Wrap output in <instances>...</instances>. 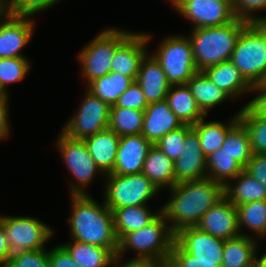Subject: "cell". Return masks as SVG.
<instances>
[{
    "label": "cell",
    "mask_w": 266,
    "mask_h": 267,
    "mask_svg": "<svg viewBox=\"0 0 266 267\" xmlns=\"http://www.w3.org/2000/svg\"><path fill=\"white\" fill-rule=\"evenodd\" d=\"M257 258L256 267H266V251Z\"/></svg>",
    "instance_id": "51"
},
{
    "label": "cell",
    "mask_w": 266,
    "mask_h": 267,
    "mask_svg": "<svg viewBox=\"0 0 266 267\" xmlns=\"http://www.w3.org/2000/svg\"><path fill=\"white\" fill-rule=\"evenodd\" d=\"M27 57L0 58V88L8 96L7 86L25 79L31 69Z\"/></svg>",
    "instance_id": "37"
},
{
    "label": "cell",
    "mask_w": 266,
    "mask_h": 267,
    "mask_svg": "<svg viewBox=\"0 0 266 267\" xmlns=\"http://www.w3.org/2000/svg\"><path fill=\"white\" fill-rule=\"evenodd\" d=\"M5 267H51L46 249L11 255Z\"/></svg>",
    "instance_id": "42"
},
{
    "label": "cell",
    "mask_w": 266,
    "mask_h": 267,
    "mask_svg": "<svg viewBox=\"0 0 266 267\" xmlns=\"http://www.w3.org/2000/svg\"><path fill=\"white\" fill-rule=\"evenodd\" d=\"M8 14L16 17H34L39 12L53 7L60 0H7Z\"/></svg>",
    "instance_id": "38"
},
{
    "label": "cell",
    "mask_w": 266,
    "mask_h": 267,
    "mask_svg": "<svg viewBox=\"0 0 266 267\" xmlns=\"http://www.w3.org/2000/svg\"><path fill=\"white\" fill-rule=\"evenodd\" d=\"M252 86L266 74V23H249L241 32L230 60Z\"/></svg>",
    "instance_id": "5"
},
{
    "label": "cell",
    "mask_w": 266,
    "mask_h": 267,
    "mask_svg": "<svg viewBox=\"0 0 266 267\" xmlns=\"http://www.w3.org/2000/svg\"><path fill=\"white\" fill-rule=\"evenodd\" d=\"M152 145L142 134L120 137L113 171L107 175L142 173L144 161Z\"/></svg>",
    "instance_id": "16"
},
{
    "label": "cell",
    "mask_w": 266,
    "mask_h": 267,
    "mask_svg": "<svg viewBox=\"0 0 266 267\" xmlns=\"http://www.w3.org/2000/svg\"><path fill=\"white\" fill-rule=\"evenodd\" d=\"M9 98V96H6L5 94H4V92L1 90V88H0V99H8Z\"/></svg>",
    "instance_id": "52"
},
{
    "label": "cell",
    "mask_w": 266,
    "mask_h": 267,
    "mask_svg": "<svg viewBox=\"0 0 266 267\" xmlns=\"http://www.w3.org/2000/svg\"><path fill=\"white\" fill-rule=\"evenodd\" d=\"M230 181L232 183L228 182L224 186V195L235 207L254 201L266 200L265 187L245 170Z\"/></svg>",
    "instance_id": "24"
},
{
    "label": "cell",
    "mask_w": 266,
    "mask_h": 267,
    "mask_svg": "<svg viewBox=\"0 0 266 267\" xmlns=\"http://www.w3.org/2000/svg\"><path fill=\"white\" fill-rule=\"evenodd\" d=\"M142 173L159 191L171 189L175 184L174 162L155 145L149 149Z\"/></svg>",
    "instance_id": "26"
},
{
    "label": "cell",
    "mask_w": 266,
    "mask_h": 267,
    "mask_svg": "<svg viewBox=\"0 0 266 267\" xmlns=\"http://www.w3.org/2000/svg\"><path fill=\"white\" fill-rule=\"evenodd\" d=\"M238 117L248 132L252 152L266 154V115H258L248 105H244Z\"/></svg>",
    "instance_id": "35"
},
{
    "label": "cell",
    "mask_w": 266,
    "mask_h": 267,
    "mask_svg": "<svg viewBox=\"0 0 266 267\" xmlns=\"http://www.w3.org/2000/svg\"><path fill=\"white\" fill-rule=\"evenodd\" d=\"M83 141L100 171L104 175L110 174L116 161L120 136L107 128Z\"/></svg>",
    "instance_id": "21"
},
{
    "label": "cell",
    "mask_w": 266,
    "mask_h": 267,
    "mask_svg": "<svg viewBox=\"0 0 266 267\" xmlns=\"http://www.w3.org/2000/svg\"><path fill=\"white\" fill-rule=\"evenodd\" d=\"M159 46V47H158ZM153 56L171 85H186L198 71L188 36L170 35L161 40Z\"/></svg>",
    "instance_id": "8"
},
{
    "label": "cell",
    "mask_w": 266,
    "mask_h": 267,
    "mask_svg": "<svg viewBox=\"0 0 266 267\" xmlns=\"http://www.w3.org/2000/svg\"><path fill=\"white\" fill-rule=\"evenodd\" d=\"M203 72L213 83L222 89L231 100L247 92H251L252 86L245 80L231 61L208 67Z\"/></svg>",
    "instance_id": "22"
},
{
    "label": "cell",
    "mask_w": 266,
    "mask_h": 267,
    "mask_svg": "<svg viewBox=\"0 0 266 267\" xmlns=\"http://www.w3.org/2000/svg\"><path fill=\"white\" fill-rule=\"evenodd\" d=\"M251 92L257 96L251 99L247 104L256 114L266 115V85L261 82L252 85Z\"/></svg>",
    "instance_id": "46"
},
{
    "label": "cell",
    "mask_w": 266,
    "mask_h": 267,
    "mask_svg": "<svg viewBox=\"0 0 266 267\" xmlns=\"http://www.w3.org/2000/svg\"><path fill=\"white\" fill-rule=\"evenodd\" d=\"M176 184L207 178V158L204 156L197 131L192 127L186 134L179 157L174 161Z\"/></svg>",
    "instance_id": "13"
},
{
    "label": "cell",
    "mask_w": 266,
    "mask_h": 267,
    "mask_svg": "<svg viewBox=\"0 0 266 267\" xmlns=\"http://www.w3.org/2000/svg\"><path fill=\"white\" fill-rule=\"evenodd\" d=\"M133 33L125 29L110 27L98 33L78 54L81 77L87 86L91 81L110 72L116 49Z\"/></svg>",
    "instance_id": "6"
},
{
    "label": "cell",
    "mask_w": 266,
    "mask_h": 267,
    "mask_svg": "<svg viewBox=\"0 0 266 267\" xmlns=\"http://www.w3.org/2000/svg\"><path fill=\"white\" fill-rule=\"evenodd\" d=\"M240 235L257 239L266 237V200L236 206ZM243 227L253 234L243 232Z\"/></svg>",
    "instance_id": "31"
},
{
    "label": "cell",
    "mask_w": 266,
    "mask_h": 267,
    "mask_svg": "<svg viewBox=\"0 0 266 267\" xmlns=\"http://www.w3.org/2000/svg\"><path fill=\"white\" fill-rule=\"evenodd\" d=\"M60 245L81 267H111L118 250L78 241Z\"/></svg>",
    "instance_id": "28"
},
{
    "label": "cell",
    "mask_w": 266,
    "mask_h": 267,
    "mask_svg": "<svg viewBox=\"0 0 266 267\" xmlns=\"http://www.w3.org/2000/svg\"><path fill=\"white\" fill-rule=\"evenodd\" d=\"M258 241L239 235L225 240L221 267H256Z\"/></svg>",
    "instance_id": "23"
},
{
    "label": "cell",
    "mask_w": 266,
    "mask_h": 267,
    "mask_svg": "<svg viewBox=\"0 0 266 267\" xmlns=\"http://www.w3.org/2000/svg\"><path fill=\"white\" fill-rule=\"evenodd\" d=\"M104 180V203L112 212L125 206L147 205L160 192L143 173L105 175Z\"/></svg>",
    "instance_id": "7"
},
{
    "label": "cell",
    "mask_w": 266,
    "mask_h": 267,
    "mask_svg": "<svg viewBox=\"0 0 266 267\" xmlns=\"http://www.w3.org/2000/svg\"><path fill=\"white\" fill-rule=\"evenodd\" d=\"M232 117L229 122L224 123L218 120L208 122L205 116L192 126L198 133L202 152L206 158L222 147L227 132L239 121L238 112Z\"/></svg>",
    "instance_id": "30"
},
{
    "label": "cell",
    "mask_w": 266,
    "mask_h": 267,
    "mask_svg": "<svg viewBox=\"0 0 266 267\" xmlns=\"http://www.w3.org/2000/svg\"><path fill=\"white\" fill-rule=\"evenodd\" d=\"M192 128L190 125H183L177 130L171 131L163 136L155 146L160 149L173 162L179 157L184 145L185 134Z\"/></svg>",
    "instance_id": "40"
},
{
    "label": "cell",
    "mask_w": 266,
    "mask_h": 267,
    "mask_svg": "<svg viewBox=\"0 0 266 267\" xmlns=\"http://www.w3.org/2000/svg\"><path fill=\"white\" fill-rule=\"evenodd\" d=\"M181 17L192 23L191 29L221 26L236 19L228 0H168Z\"/></svg>",
    "instance_id": "12"
},
{
    "label": "cell",
    "mask_w": 266,
    "mask_h": 267,
    "mask_svg": "<svg viewBox=\"0 0 266 267\" xmlns=\"http://www.w3.org/2000/svg\"><path fill=\"white\" fill-rule=\"evenodd\" d=\"M48 258L51 267H81L61 245L50 248Z\"/></svg>",
    "instance_id": "45"
},
{
    "label": "cell",
    "mask_w": 266,
    "mask_h": 267,
    "mask_svg": "<svg viewBox=\"0 0 266 267\" xmlns=\"http://www.w3.org/2000/svg\"><path fill=\"white\" fill-rule=\"evenodd\" d=\"M133 81L131 77L110 71L108 74L91 81L86 89L109 106H113L118 97Z\"/></svg>",
    "instance_id": "32"
},
{
    "label": "cell",
    "mask_w": 266,
    "mask_h": 267,
    "mask_svg": "<svg viewBox=\"0 0 266 267\" xmlns=\"http://www.w3.org/2000/svg\"><path fill=\"white\" fill-rule=\"evenodd\" d=\"M144 111L131 108L110 107L108 128L118 136L141 134Z\"/></svg>",
    "instance_id": "34"
},
{
    "label": "cell",
    "mask_w": 266,
    "mask_h": 267,
    "mask_svg": "<svg viewBox=\"0 0 266 267\" xmlns=\"http://www.w3.org/2000/svg\"><path fill=\"white\" fill-rule=\"evenodd\" d=\"M10 257L11 253L8 239L2 221L0 220V267H5L8 264Z\"/></svg>",
    "instance_id": "49"
},
{
    "label": "cell",
    "mask_w": 266,
    "mask_h": 267,
    "mask_svg": "<svg viewBox=\"0 0 266 267\" xmlns=\"http://www.w3.org/2000/svg\"><path fill=\"white\" fill-rule=\"evenodd\" d=\"M32 19L7 14L0 22V58L26 57L22 49L32 40L36 26Z\"/></svg>",
    "instance_id": "14"
},
{
    "label": "cell",
    "mask_w": 266,
    "mask_h": 267,
    "mask_svg": "<svg viewBox=\"0 0 266 267\" xmlns=\"http://www.w3.org/2000/svg\"><path fill=\"white\" fill-rule=\"evenodd\" d=\"M221 149L233 156L243 167L251 159L253 152L248 132L240 120L227 132Z\"/></svg>",
    "instance_id": "36"
},
{
    "label": "cell",
    "mask_w": 266,
    "mask_h": 267,
    "mask_svg": "<svg viewBox=\"0 0 266 267\" xmlns=\"http://www.w3.org/2000/svg\"><path fill=\"white\" fill-rule=\"evenodd\" d=\"M232 9L237 19L248 23H266L265 15H256L259 11H266V0H234Z\"/></svg>",
    "instance_id": "39"
},
{
    "label": "cell",
    "mask_w": 266,
    "mask_h": 267,
    "mask_svg": "<svg viewBox=\"0 0 266 267\" xmlns=\"http://www.w3.org/2000/svg\"><path fill=\"white\" fill-rule=\"evenodd\" d=\"M8 14V2L7 0H0V22L7 16Z\"/></svg>",
    "instance_id": "50"
},
{
    "label": "cell",
    "mask_w": 266,
    "mask_h": 267,
    "mask_svg": "<svg viewBox=\"0 0 266 267\" xmlns=\"http://www.w3.org/2000/svg\"><path fill=\"white\" fill-rule=\"evenodd\" d=\"M261 83H262L263 85H266V74H265V76L263 77Z\"/></svg>",
    "instance_id": "53"
},
{
    "label": "cell",
    "mask_w": 266,
    "mask_h": 267,
    "mask_svg": "<svg viewBox=\"0 0 266 267\" xmlns=\"http://www.w3.org/2000/svg\"><path fill=\"white\" fill-rule=\"evenodd\" d=\"M243 170L244 167L221 148L207 157V178L224 186Z\"/></svg>",
    "instance_id": "33"
},
{
    "label": "cell",
    "mask_w": 266,
    "mask_h": 267,
    "mask_svg": "<svg viewBox=\"0 0 266 267\" xmlns=\"http://www.w3.org/2000/svg\"><path fill=\"white\" fill-rule=\"evenodd\" d=\"M124 260L118 256L115 257L111 267H168L167 262H157L152 260Z\"/></svg>",
    "instance_id": "47"
},
{
    "label": "cell",
    "mask_w": 266,
    "mask_h": 267,
    "mask_svg": "<svg viewBox=\"0 0 266 267\" xmlns=\"http://www.w3.org/2000/svg\"><path fill=\"white\" fill-rule=\"evenodd\" d=\"M148 105L149 104L139 84L136 81H133V83L118 97L116 103L110 107L131 108L145 111Z\"/></svg>",
    "instance_id": "43"
},
{
    "label": "cell",
    "mask_w": 266,
    "mask_h": 267,
    "mask_svg": "<svg viewBox=\"0 0 266 267\" xmlns=\"http://www.w3.org/2000/svg\"><path fill=\"white\" fill-rule=\"evenodd\" d=\"M71 214L67 224L72 241L85 242L107 249H118L113 213L92 195H70Z\"/></svg>",
    "instance_id": "2"
},
{
    "label": "cell",
    "mask_w": 266,
    "mask_h": 267,
    "mask_svg": "<svg viewBox=\"0 0 266 267\" xmlns=\"http://www.w3.org/2000/svg\"><path fill=\"white\" fill-rule=\"evenodd\" d=\"M244 170L257 179L266 189V154H254Z\"/></svg>",
    "instance_id": "44"
},
{
    "label": "cell",
    "mask_w": 266,
    "mask_h": 267,
    "mask_svg": "<svg viewBox=\"0 0 266 267\" xmlns=\"http://www.w3.org/2000/svg\"><path fill=\"white\" fill-rule=\"evenodd\" d=\"M248 24L236 18L221 26L192 29L188 38L197 70L204 71L208 67L230 61L237 40Z\"/></svg>",
    "instance_id": "3"
},
{
    "label": "cell",
    "mask_w": 266,
    "mask_h": 267,
    "mask_svg": "<svg viewBox=\"0 0 266 267\" xmlns=\"http://www.w3.org/2000/svg\"><path fill=\"white\" fill-rule=\"evenodd\" d=\"M147 205L125 206L115 209L113 213L114 231L118 241L127 233L134 232L152 222L160 213Z\"/></svg>",
    "instance_id": "25"
},
{
    "label": "cell",
    "mask_w": 266,
    "mask_h": 267,
    "mask_svg": "<svg viewBox=\"0 0 266 267\" xmlns=\"http://www.w3.org/2000/svg\"><path fill=\"white\" fill-rule=\"evenodd\" d=\"M136 82L143 91L148 104L166 100L171 87L159 62L149 52L140 64Z\"/></svg>",
    "instance_id": "20"
},
{
    "label": "cell",
    "mask_w": 266,
    "mask_h": 267,
    "mask_svg": "<svg viewBox=\"0 0 266 267\" xmlns=\"http://www.w3.org/2000/svg\"><path fill=\"white\" fill-rule=\"evenodd\" d=\"M183 126L166 100L149 104L144 111L141 134L155 145L167 133Z\"/></svg>",
    "instance_id": "19"
},
{
    "label": "cell",
    "mask_w": 266,
    "mask_h": 267,
    "mask_svg": "<svg viewBox=\"0 0 266 267\" xmlns=\"http://www.w3.org/2000/svg\"><path fill=\"white\" fill-rule=\"evenodd\" d=\"M56 140V148L60 152L67 170L75 179L70 186V195H88L86 187L97 174L105 176L96 166L83 140L73 139L60 133Z\"/></svg>",
    "instance_id": "9"
},
{
    "label": "cell",
    "mask_w": 266,
    "mask_h": 267,
    "mask_svg": "<svg viewBox=\"0 0 266 267\" xmlns=\"http://www.w3.org/2000/svg\"><path fill=\"white\" fill-rule=\"evenodd\" d=\"M78 111L70 116L62 128L66 136L84 140L108 128L110 106L85 89Z\"/></svg>",
    "instance_id": "11"
},
{
    "label": "cell",
    "mask_w": 266,
    "mask_h": 267,
    "mask_svg": "<svg viewBox=\"0 0 266 267\" xmlns=\"http://www.w3.org/2000/svg\"><path fill=\"white\" fill-rule=\"evenodd\" d=\"M11 255L45 249L54 229L31 216H3L0 214Z\"/></svg>",
    "instance_id": "10"
},
{
    "label": "cell",
    "mask_w": 266,
    "mask_h": 267,
    "mask_svg": "<svg viewBox=\"0 0 266 267\" xmlns=\"http://www.w3.org/2000/svg\"><path fill=\"white\" fill-rule=\"evenodd\" d=\"M169 191L170 198L161 212L175 234L183 228L195 227L225 197L224 185L209 178L179 182Z\"/></svg>",
    "instance_id": "1"
},
{
    "label": "cell",
    "mask_w": 266,
    "mask_h": 267,
    "mask_svg": "<svg viewBox=\"0 0 266 267\" xmlns=\"http://www.w3.org/2000/svg\"><path fill=\"white\" fill-rule=\"evenodd\" d=\"M168 267H221L222 261H199L176 240L167 260Z\"/></svg>",
    "instance_id": "41"
},
{
    "label": "cell",
    "mask_w": 266,
    "mask_h": 267,
    "mask_svg": "<svg viewBox=\"0 0 266 267\" xmlns=\"http://www.w3.org/2000/svg\"><path fill=\"white\" fill-rule=\"evenodd\" d=\"M201 112L207 116L212 108L228 101L230 97L213 83L203 71H197L187 82Z\"/></svg>",
    "instance_id": "29"
},
{
    "label": "cell",
    "mask_w": 266,
    "mask_h": 267,
    "mask_svg": "<svg viewBox=\"0 0 266 267\" xmlns=\"http://www.w3.org/2000/svg\"><path fill=\"white\" fill-rule=\"evenodd\" d=\"M195 227L224 240L240 235L237 209L225 197L212 206Z\"/></svg>",
    "instance_id": "17"
},
{
    "label": "cell",
    "mask_w": 266,
    "mask_h": 267,
    "mask_svg": "<svg viewBox=\"0 0 266 267\" xmlns=\"http://www.w3.org/2000/svg\"><path fill=\"white\" fill-rule=\"evenodd\" d=\"M175 239L176 234L161 212L148 225L125 234L118 241L116 256L123 259L126 251L133 250L136 255L131 260L167 262Z\"/></svg>",
    "instance_id": "4"
},
{
    "label": "cell",
    "mask_w": 266,
    "mask_h": 267,
    "mask_svg": "<svg viewBox=\"0 0 266 267\" xmlns=\"http://www.w3.org/2000/svg\"><path fill=\"white\" fill-rule=\"evenodd\" d=\"M151 35L146 32H133L115 51L110 71L121 73L136 81L140 64L148 53L147 46Z\"/></svg>",
    "instance_id": "15"
},
{
    "label": "cell",
    "mask_w": 266,
    "mask_h": 267,
    "mask_svg": "<svg viewBox=\"0 0 266 267\" xmlns=\"http://www.w3.org/2000/svg\"><path fill=\"white\" fill-rule=\"evenodd\" d=\"M199 261H222L225 240L214 237L197 227H186L176 233L175 239Z\"/></svg>",
    "instance_id": "18"
},
{
    "label": "cell",
    "mask_w": 266,
    "mask_h": 267,
    "mask_svg": "<svg viewBox=\"0 0 266 267\" xmlns=\"http://www.w3.org/2000/svg\"><path fill=\"white\" fill-rule=\"evenodd\" d=\"M9 99H0V140L10 136L11 127L9 120Z\"/></svg>",
    "instance_id": "48"
},
{
    "label": "cell",
    "mask_w": 266,
    "mask_h": 267,
    "mask_svg": "<svg viewBox=\"0 0 266 267\" xmlns=\"http://www.w3.org/2000/svg\"><path fill=\"white\" fill-rule=\"evenodd\" d=\"M166 101L183 125L193 126L205 117L187 84L171 85Z\"/></svg>",
    "instance_id": "27"
}]
</instances>
